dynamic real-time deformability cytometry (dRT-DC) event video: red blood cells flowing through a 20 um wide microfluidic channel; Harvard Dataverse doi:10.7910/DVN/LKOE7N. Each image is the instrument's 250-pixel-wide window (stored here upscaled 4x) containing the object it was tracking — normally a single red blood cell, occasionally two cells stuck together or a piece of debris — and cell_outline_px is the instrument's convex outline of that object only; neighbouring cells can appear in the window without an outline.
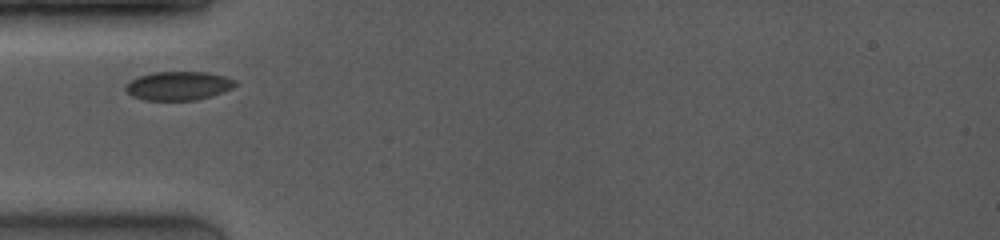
{"species": "common noctule bat (a hibernating species)", "species_latin": "Nyctalus noctula", "temperature_condition": "room temperature", "stored_images_in_passage": 3, "camera_frame_rate_fps": 4000, "um_per_image_px": 0.085, "animal": {"sex": "female", "body_mass_g": 19.0, "forearm_length_mm": 53.3}, "frame": {"image": 1, "passage_image": 2, "time_ms": 0.75, "image_size_px": [1000, 240], "cell_outline_px": [[236, 84], [232, 88], [212, 96], [196, 100], [144, 100], [132, 96], [124, 88], [132, 80], [140, 76], [152, 72], [208, 72], [224, 76], [236, 80]], "centroid_in_image_um": [15.19, 7.29], "position_along_channel_um": 69.8, "area_um2": 18.26}}